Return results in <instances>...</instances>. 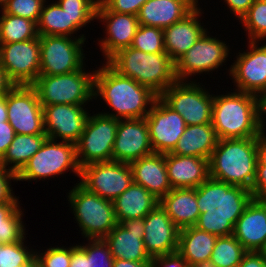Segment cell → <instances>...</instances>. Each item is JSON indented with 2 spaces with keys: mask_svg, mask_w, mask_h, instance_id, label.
I'll return each instance as SVG.
<instances>
[{
  "mask_svg": "<svg viewBox=\"0 0 266 267\" xmlns=\"http://www.w3.org/2000/svg\"><path fill=\"white\" fill-rule=\"evenodd\" d=\"M206 267H228V266H213V265H207Z\"/></svg>",
  "mask_w": 266,
  "mask_h": 267,
  "instance_id": "94428289",
  "label": "cell"
},
{
  "mask_svg": "<svg viewBox=\"0 0 266 267\" xmlns=\"http://www.w3.org/2000/svg\"><path fill=\"white\" fill-rule=\"evenodd\" d=\"M0 65L15 85H32L40 75V36L0 44Z\"/></svg>",
  "mask_w": 266,
  "mask_h": 267,
  "instance_id": "2e32d148",
  "label": "cell"
},
{
  "mask_svg": "<svg viewBox=\"0 0 266 267\" xmlns=\"http://www.w3.org/2000/svg\"><path fill=\"white\" fill-rule=\"evenodd\" d=\"M246 31L248 41L266 39V0H255L239 21ZM243 24V25H242ZM266 41V40H265Z\"/></svg>",
  "mask_w": 266,
  "mask_h": 267,
  "instance_id": "8d00e7d4",
  "label": "cell"
},
{
  "mask_svg": "<svg viewBox=\"0 0 266 267\" xmlns=\"http://www.w3.org/2000/svg\"><path fill=\"white\" fill-rule=\"evenodd\" d=\"M131 47L145 53H166L164 48L163 29L139 25Z\"/></svg>",
  "mask_w": 266,
  "mask_h": 267,
  "instance_id": "ab89813d",
  "label": "cell"
},
{
  "mask_svg": "<svg viewBox=\"0 0 266 267\" xmlns=\"http://www.w3.org/2000/svg\"><path fill=\"white\" fill-rule=\"evenodd\" d=\"M217 236L196 228L181 229L177 252L188 267H206L209 264Z\"/></svg>",
  "mask_w": 266,
  "mask_h": 267,
  "instance_id": "f1b7e54d",
  "label": "cell"
},
{
  "mask_svg": "<svg viewBox=\"0 0 266 267\" xmlns=\"http://www.w3.org/2000/svg\"><path fill=\"white\" fill-rule=\"evenodd\" d=\"M229 43L210 35L208 30L181 57L175 61V76L178 81H197L194 75L210 74L225 62L231 54Z\"/></svg>",
  "mask_w": 266,
  "mask_h": 267,
  "instance_id": "8fae6325",
  "label": "cell"
},
{
  "mask_svg": "<svg viewBox=\"0 0 266 267\" xmlns=\"http://www.w3.org/2000/svg\"><path fill=\"white\" fill-rule=\"evenodd\" d=\"M86 38L40 36V75L75 72L85 65Z\"/></svg>",
  "mask_w": 266,
  "mask_h": 267,
  "instance_id": "7c38bea8",
  "label": "cell"
},
{
  "mask_svg": "<svg viewBox=\"0 0 266 267\" xmlns=\"http://www.w3.org/2000/svg\"><path fill=\"white\" fill-rule=\"evenodd\" d=\"M86 64L75 72L60 75H39L31 85L42 106L54 104L87 105L94 101V75Z\"/></svg>",
  "mask_w": 266,
  "mask_h": 267,
  "instance_id": "52a82bcc",
  "label": "cell"
},
{
  "mask_svg": "<svg viewBox=\"0 0 266 267\" xmlns=\"http://www.w3.org/2000/svg\"><path fill=\"white\" fill-rule=\"evenodd\" d=\"M11 180L18 182L17 172L0 166V204L20 203L19 196L13 193Z\"/></svg>",
  "mask_w": 266,
  "mask_h": 267,
  "instance_id": "ee69618b",
  "label": "cell"
},
{
  "mask_svg": "<svg viewBox=\"0 0 266 267\" xmlns=\"http://www.w3.org/2000/svg\"><path fill=\"white\" fill-rule=\"evenodd\" d=\"M133 183L143 186L157 199H161L171 189L165 154L153 153L130 163Z\"/></svg>",
  "mask_w": 266,
  "mask_h": 267,
  "instance_id": "484cf974",
  "label": "cell"
},
{
  "mask_svg": "<svg viewBox=\"0 0 266 267\" xmlns=\"http://www.w3.org/2000/svg\"><path fill=\"white\" fill-rule=\"evenodd\" d=\"M85 106L74 104L42 106L45 133L48 138L76 144L90 113Z\"/></svg>",
  "mask_w": 266,
  "mask_h": 267,
  "instance_id": "d6986e66",
  "label": "cell"
},
{
  "mask_svg": "<svg viewBox=\"0 0 266 267\" xmlns=\"http://www.w3.org/2000/svg\"><path fill=\"white\" fill-rule=\"evenodd\" d=\"M252 199L250 190L209 177L197 187L200 215L195 227L217 237L232 235Z\"/></svg>",
  "mask_w": 266,
  "mask_h": 267,
  "instance_id": "6da1fadb",
  "label": "cell"
},
{
  "mask_svg": "<svg viewBox=\"0 0 266 267\" xmlns=\"http://www.w3.org/2000/svg\"><path fill=\"white\" fill-rule=\"evenodd\" d=\"M71 246H50L46 250L35 249V267H69Z\"/></svg>",
  "mask_w": 266,
  "mask_h": 267,
  "instance_id": "b9f144b4",
  "label": "cell"
},
{
  "mask_svg": "<svg viewBox=\"0 0 266 267\" xmlns=\"http://www.w3.org/2000/svg\"><path fill=\"white\" fill-rule=\"evenodd\" d=\"M194 6L199 7V0H189Z\"/></svg>",
  "mask_w": 266,
  "mask_h": 267,
  "instance_id": "91938a15",
  "label": "cell"
},
{
  "mask_svg": "<svg viewBox=\"0 0 266 267\" xmlns=\"http://www.w3.org/2000/svg\"><path fill=\"white\" fill-rule=\"evenodd\" d=\"M258 111L259 120L264 128H266V89L263 90L258 96Z\"/></svg>",
  "mask_w": 266,
  "mask_h": 267,
  "instance_id": "11a10c76",
  "label": "cell"
},
{
  "mask_svg": "<svg viewBox=\"0 0 266 267\" xmlns=\"http://www.w3.org/2000/svg\"><path fill=\"white\" fill-rule=\"evenodd\" d=\"M119 119L100 112L89 114L84 131L76 143L79 167L96 162L112 161L113 145Z\"/></svg>",
  "mask_w": 266,
  "mask_h": 267,
  "instance_id": "30bf717a",
  "label": "cell"
},
{
  "mask_svg": "<svg viewBox=\"0 0 266 267\" xmlns=\"http://www.w3.org/2000/svg\"><path fill=\"white\" fill-rule=\"evenodd\" d=\"M15 86L9 79L6 70L0 65V97L7 95V93Z\"/></svg>",
  "mask_w": 266,
  "mask_h": 267,
  "instance_id": "db71d44e",
  "label": "cell"
},
{
  "mask_svg": "<svg viewBox=\"0 0 266 267\" xmlns=\"http://www.w3.org/2000/svg\"><path fill=\"white\" fill-rule=\"evenodd\" d=\"M218 137L212 123L186 126L172 154L209 159Z\"/></svg>",
  "mask_w": 266,
  "mask_h": 267,
  "instance_id": "4dcf8cb0",
  "label": "cell"
},
{
  "mask_svg": "<svg viewBox=\"0 0 266 267\" xmlns=\"http://www.w3.org/2000/svg\"><path fill=\"white\" fill-rule=\"evenodd\" d=\"M153 153L145 118L119 119L112 161L130 164Z\"/></svg>",
  "mask_w": 266,
  "mask_h": 267,
  "instance_id": "ffe728a7",
  "label": "cell"
},
{
  "mask_svg": "<svg viewBox=\"0 0 266 267\" xmlns=\"http://www.w3.org/2000/svg\"><path fill=\"white\" fill-rule=\"evenodd\" d=\"M144 222L145 217L122 221L104 238L114 259L135 262L152 260L143 242Z\"/></svg>",
  "mask_w": 266,
  "mask_h": 267,
  "instance_id": "44dd1931",
  "label": "cell"
},
{
  "mask_svg": "<svg viewBox=\"0 0 266 267\" xmlns=\"http://www.w3.org/2000/svg\"><path fill=\"white\" fill-rule=\"evenodd\" d=\"M154 153H171L186 129L183 117L168 107L159 97L145 117Z\"/></svg>",
  "mask_w": 266,
  "mask_h": 267,
  "instance_id": "e0dca14e",
  "label": "cell"
},
{
  "mask_svg": "<svg viewBox=\"0 0 266 267\" xmlns=\"http://www.w3.org/2000/svg\"><path fill=\"white\" fill-rule=\"evenodd\" d=\"M144 246L151 258L176 252L180 229L158 204L145 216Z\"/></svg>",
  "mask_w": 266,
  "mask_h": 267,
  "instance_id": "7402d4cb",
  "label": "cell"
},
{
  "mask_svg": "<svg viewBox=\"0 0 266 267\" xmlns=\"http://www.w3.org/2000/svg\"><path fill=\"white\" fill-rule=\"evenodd\" d=\"M8 121L7 95L0 97V122Z\"/></svg>",
  "mask_w": 266,
  "mask_h": 267,
  "instance_id": "6f0895ef",
  "label": "cell"
},
{
  "mask_svg": "<svg viewBox=\"0 0 266 267\" xmlns=\"http://www.w3.org/2000/svg\"><path fill=\"white\" fill-rule=\"evenodd\" d=\"M196 6L189 0H148L140 8L139 25L166 28L190 14Z\"/></svg>",
  "mask_w": 266,
  "mask_h": 267,
  "instance_id": "4316f807",
  "label": "cell"
},
{
  "mask_svg": "<svg viewBox=\"0 0 266 267\" xmlns=\"http://www.w3.org/2000/svg\"><path fill=\"white\" fill-rule=\"evenodd\" d=\"M158 204L159 199L143 186L135 183H132L121 195L113 200L118 223L145 217Z\"/></svg>",
  "mask_w": 266,
  "mask_h": 267,
  "instance_id": "f546056e",
  "label": "cell"
},
{
  "mask_svg": "<svg viewBox=\"0 0 266 267\" xmlns=\"http://www.w3.org/2000/svg\"><path fill=\"white\" fill-rule=\"evenodd\" d=\"M165 163L172 189L196 188L210 177L206 158L166 153Z\"/></svg>",
  "mask_w": 266,
  "mask_h": 267,
  "instance_id": "d4e9b609",
  "label": "cell"
},
{
  "mask_svg": "<svg viewBox=\"0 0 266 267\" xmlns=\"http://www.w3.org/2000/svg\"><path fill=\"white\" fill-rule=\"evenodd\" d=\"M202 14H204L202 8L196 7L184 19L163 29L164 48L174 62L208 30V28H204L203 21L200 20Z\"/></svg>",
  "mask_w": 266,
  "mask_h": 267,
  "instance_id": "cb8c5ba5",
  "label": "cell"
},
{
  "mask_svg": "<svg viewBox=\"0 0 266 267\" xmlns=\"http://www.w3.org/2000/svg\"><path fill=\"white\" fill-rule=\"evenodd\" d=\"M150 267H188L186 260L176 251L151 260Z\"/></svg>",
  "mask_w": 266,
  "mask_h": 267,
  "instance_id": "7dc6e473",
  "label": "cell"
},
{
  "mask_svg": "<svg viewBox=\"0 0 266 267\" xmlns=\"http://www.w3.org/2000/svg\"><path fill=\"white\" fill-rule=\"evenodd\" d=\"M15 131L8 121L0 122V160L14 139Z\"/></svg>",
  "mask_w": 266,
  "mask_h": 267,
  "instance_id": "c3c4849f",
  "label": "cell"
},
{
  "mask_svg": "<svg viewBox=\"0 0 266 267\" xmlns=\"http://www.w3.org/2000/svg\"><path fill=\"white\" fill-rule=\"evenodd\" d=\"M109 11L125 14H138L148 0H99Z\"/></svg>",
  "mask_w": 266,
  "mask_h": 267,
  "instance_id": "f6af8a7d",
  "label": "cell"
},
{
  "mask_svg": "<svg viewBox=\"0 0 266 267\" xmlns=\"http://www.w3.org/2000/svg\"><path fill=\"white\" fill-rule=\"evenodd\" d=\"M159 204L180 230L197 223L200 215L197 187L171 189L159 200Z\"/></svg>",
  "mask_w": 266,
  "mask_h": 267,
  "instance_id": "83f0119b",
  "label": "cell"
},
{
  "mask_svg": "<svg viewBox=\"0 0 266 267\" xmlns=\"http://www.w3.org/2000/svg\"><path fill=\"white\" fill-rule=\"evenodd\" d=\"M256 164V137L218 139L209 158V175L212 179L251 191Z\"/></svg>",
  "mask_w": 266,
  "mask_h": 267,
  "instance_id": "277c9868",
  "label": "cell"
},
{
  "mask_svg": "<svg viewBox=\"0 0 266 267\" xmlns=\"http://www.w3.org/2000/svg\"><path fill=\"white\" fill-rule=\"evenodd\" d=\"M76 144L47 138L42 147L17 173L18 181H44L70 171L80 178ZM50 177V178H49Z\"/></svg>",
  "mask_w": 266,
  "mask_h": 267,
  "instance_id": "ba28073f",
  "label": "cell"
},
{
  "mask_svg": "<svg viewBox=\"0 0 266 267\" xmlns=\"http://www.w3.org/2000/svg\"><path fill=\"white\" fill-rule=\"evenodd\" d=\"M238 267H266L264 252L247 251Z\"/></svg>",
  "mask_w": 266,
  "mask_h": 267,
  "instance_id": "f907efd6",
  "label": "cell"
},
{
  "mask_svg": "<svg viewBox=\"0 0 266 267\" xmlns=\"http://www.w3.org/2000/svg\"><path fill=\"white\" fill-rule=\"evenodd\" d=\"M257 163L266 165V129L256 137Z\"/></svg>",
  "mask_w": 266,
  "mask_h": 267,
  "instance_id": "f5cc1de1",
  "label": "cell"
},
{
  "mask_svg": "<svg viewBox=\"0 0 266 267\" xmlns=\"http://www.w3.org/2000/svg\"><path fill=\"white\" fill-rule=\"evenodd\" d=\"M231 91L214 94L212 125L218 139L257 137L265 130L259 120L257 95Z\"/></svg>",
  "mask_w": 266,
  "mask_h": 267,
  "instance_id": "3957f363",
  "label": "cell"
},
{
  "mask_svg": "<svg viewBox=\"0 0 266 267\" xmlns=\"http://www.w3.org/2000/svg\"><path fill=\"white\" fill-rule=\"evenodd\" d=\"M159 98L179 113L187 126L212 123L214 94L196 81H176Z\"/></svg>",
  "mask_w": 266,
  "mask_h": 267,
  "instance_id": "9c48e42d",
  "label": "cell"
},
{
  "mask_svg": "<svg viewBox=\"0 0 266 267\" xmlns=\"http://www.w3.org/2000/svg\"><path fill=\"white\" fill-rule=\"evenodd\" d=\"M80 246L86 252V267H113L114 258L104 239H86Z\"/></svg>",
  "mask_w": 266,
  "mask_h": 267,
  "instance_id": "60d3db41",
  "label": "cell"
},
{
  "mask_svg": "<svg viewBox=\"0 0 266 267\" xmlns=\"http://www.w3.org/2000/svg\"><path fill=\"white\" fill-rule=\"evenodd\" d=\"M102 99L112 112L100 113L117 119L145 118L159 97L147 86L114 70L107 62L94 75V100Z\"/></svg>",
  "mask_w": 266,
  "mask_h": 267,
  "instance_id": "7a4b0ae2",
  "label": "cell"
},
{
  "mask_svg": "<svg viewBox=\"0 0 266 267\" xmlns=\"http://www.w3.org/2000/svg\"><path fill=\"white\" fill-rule=\"evenodd\" d=\"M247 42L248 49H241L235 56L236 60H232L234 62L228 68L227 75L233 80L234 90L258 96L266 89V43Z\"/></svg>",
  "mask_w": 266,
  "mask_h": 267,
  "instance_id": "9a60e30c",
  "label": "cell"
},
{
  "mask_svg": "<svg viewBox=\"0 0 266 267\" xmlns=\"http://www.w3.org/2000/svg\"><path fill=\"white\" fill-rule=\"evenodd\" d=\"M107 63L119 74L147 86L158 96L177 81L175 62L167 53H145L130 46L119 50Z\"/></svg>",
  "mask_w": 266,
  "mask_h": 267,
  "instance_id": "5b68a950",
  "label": "cell"
},
{
  "mask_svg": "<svg viewBox=\"0 0 266 267\" xmlns=\"http://www.w3.org/2000/svg\"><path fill=\"white\" fill-rule=\"evenodd\" d=\"M96 20L102 22L105 37L99 38L98 46L102 51L103 62H107L119 50L130 47L139 27L136 15L109 11L100 1L97 5ZM100 44V45H99Z\"/></svg>",
  "mask_w": 266,
  "mask_h": 267,
  "instance_id": "ac0fdd59",
  "label": "cell"
},
{
  "mask_svg": "<svg viewBox=\"0 0 266 267\" xmlns=\"http://www.w3.org/2000/svg\"><path fill=\"white\" fill-rule=\"evenodd\" d=\"M61 8L69 15L70 21L81 30L96 20L99 0H57Z\"/></svg>",
  "mask_w": 266,
  "mask_h": 267,
  "instance_id": "f35d334b",
  "label": "cell"
},
{
  "mask_svg": "<svg viewBox=\"0 0 266 267\" xmlns=\"http://www.w3.org/2000/svg\"><path fill=\"white\" fill-rule=\"evenodd\" d=\"M251 193L255 199H266V165L256 164V177Z\"/></svg>",
  "mask_w": 266,
  "mask_h": 267,
  "instance_id": "bcb514c9",
  "label": "cell"
},
{
  "mask_svg": "<svg viewBox=\"0 0 266 267\" xmlns=\"http://www.w3.org/2000/svg\"><path fill=\"white\" fill-rule=\"evenodd\" d=\"M246 252L233 234L217 237L208 265L238 267Z\"/></svg>",
  "mask_w": 266,
  "mask_h": 267,
  "instance_id": "d590c367",
  "label": "cell"
},
{
  "mask_svg": "<svg viewBox=\"0 0 266 267\" xmlns=\"http://www.w3.org/2000/svg\"><path fill=\"white\" fill-rule=\"evenodd\" d=\"M48 2L46 1L44 3L37 22L38 36L60 35L73 38H86L85 34H77L78 32L80 33V30L70 21L69 15L56 1Z\"/></svg>",
  "mask_w": 266,
  "mask_h": 267,
  "instance_id": "1f68e13d",
  "label": "cell"
},
{
  "mask_svg": "<svg viewBox=\"0 0 266 267\" xmlns=\"http://www.w3.org/2000/svg\"><path fill=\"white\" fill-rule=\"evenodd\" d=\"M227 4V9H229L231 15L236 17L238 21L247 13L251 5L255 0H223Z\"/></svg>",
  "mask_w": 266,
  "mask_h": 267,
  "instance_id": "681fc988",
  "label": "cell"
},
{
  "mask_svg": "<svg viewBox=\"0 0 266 267\" xmlns=\"http://www.w3.org/2000/svg\"><path fill=\"white\" fill-rule=\"evenodd\" d=\"M7 116L16 134L46 135L43 108L31 85H15L7 93Z\"/></svg>",
  "mask_w": 266,
  "mask_h": 267,
  "instance_id": "5bb4252c",
  "label": "cell"
},
{
  "mask_svg": "<svg viewBox=\"0 0 266 267\" xmlns=\"http://www.w3.org/2000/svg\"><path fill=\"white\" fill-rule=\"evenodd\" d=\"M0 11V44L23 42L38 36L34 21Z\"/></svg>",
  "mask_w": 266,
  "mask_h": 267,
  "instance_id": "e575fe53",
  "label": "cell"
},
{
  "mask_svg": "<svg viewBox=\"0 0 266 267\" xmlns=\"http://www.w3.org/2000/svg\"><path fill=\"white\" fill-rule=\"evenodd\" d=\"M151 260L146 262H135L123 259H114L113 267H150Z\"/></svg>",
  "mask_w": 266,
  "mask_h": 267,
  "instance_id": "9f6ffc18",
  "label": "cell"
},
{
  "mask_svg": "<svg viewBox=\"0 0 266 267\" xmlns=\"http://www.w3.org/2000/svg\"><path fill=\"white\" fill-rule=\"evenodd\" d=\"M20 203L0 204V244H12L27 239ZM23 210V211H22Z\"/></svg>",
  "mask_w": 266,
  "mask_h": 267,
  "instance_id": "836d02e7",
  "label": "cell"
},
{
  "mask_svg": "<svg viewBox=\"0 0 266 267\" xmlns=\"http://www.w3.org/2000/svg\"><path fill=\"white\" fill-rule=\"evenodd\" d=\"M69 267H86V252L80 243L71 246V262Z\"/></svg>",
  "mask_w": 266,
  "mask_h": 267,
  "instance_id": "816d5d0a",
  "label": "cell"
},
{
  "mask_svg": "<svg viewBox=\"0 0 266 267\" xmlns=\"http://www.w3.org/2000/svg\"><path fill=\"white\" fill-rule=\"evenodd\" d=\"M44 3V0H9L2 10L7 14L30 19L37 24Z\"/></svg>",
  "mask_w": 266,
  "mask_h": 267,
  "instance_id": "7bdbcfd3",
  "label": "cell"
},
{
  "mask_svg": "<svg viewBox=\"0 0 266 267\" xmlns=\"http://www.w3.org/2000/svg\"><path fill=\"white\" fill-rule=\"evenodd\" d=\"M78 180L88 191L113 201L133 183V174L128 163L96 162L81 167Z\"/></svg>",
  "mask_w": 266,
  "mask_h": 267,
  "instance_id": "4fadbf2b",
  "label": "cell"
},
{
  "mask_svg": "<svg viewBox=\"0 0 266 267\" xmlns=\"http://www.w3.org/2000/svg\"><path fill=\"white\" fill-rule=\"evenodd\" d=\"M25 240L0 244V267H35V249H29Z\"/></svg>",
  "mask_w": 266,
  "mask_h": 267,
  "instance_id": "74e56055",
  "label": "cell"
},
{
  "mask_svg": "<svg viewBox=\"0 0 266 267\" xmlns=\"http://www.w3.org/2000/svg\"><path fill=\"white\" fill-rule=\"evenodd\" d=\"M234 237L246 251L263 252L266 248V200L253 198L237 219Z\"/></svg>",
  "mask_w": 266,
  "mask_h": 267,
  "instance_id": "603a6c76",
  "label": "cell"
},
{
  "mask_svg": "<svg viewBox=\"0 0 266 267\" xmlns=\"http://www.w3.org/2000/svg\"><path fill=\"white\" fill-rule=\"evenodd\" d=\"M47 138V135L15 134L5 155L0 160V166L18 173L42 147Z\"/></svg>",
  "mask_w": 266,
  "mask_h": 267,
  "instance_id": "d6a6232c",
  "label": "cell"
},
{
  "mask_svg": "<svg viewBox=\"0 0 266 267\" xmlns=\"http://www.w3.org/2000/svg\"><path fill=\"white\" fill-rule=\"evenodd\" d=\"M9 0H0V10L8 3Z\"/></svg>",
  "mask_w": 266,
  "mask_h": 267,
  "instance_id": "680465c9",
  "label": "cell"
},
{
  "mask_svg": "<svg viewBox=\"0 0 266 267\" xmlns=\"http://www.w3.org/2000/svg\"><path fill=\"white\" fill-rule=\"evenodd\" d=\"M67 200L81 235L86 239H104L118 224L113 201L88 191L79 182L69 190Z\"/></svg>",
  "mask_w": 266,
  "mask_h": 267,
  "instance_id": "8992f818",
  "label": "cell"
}]
</instances>
